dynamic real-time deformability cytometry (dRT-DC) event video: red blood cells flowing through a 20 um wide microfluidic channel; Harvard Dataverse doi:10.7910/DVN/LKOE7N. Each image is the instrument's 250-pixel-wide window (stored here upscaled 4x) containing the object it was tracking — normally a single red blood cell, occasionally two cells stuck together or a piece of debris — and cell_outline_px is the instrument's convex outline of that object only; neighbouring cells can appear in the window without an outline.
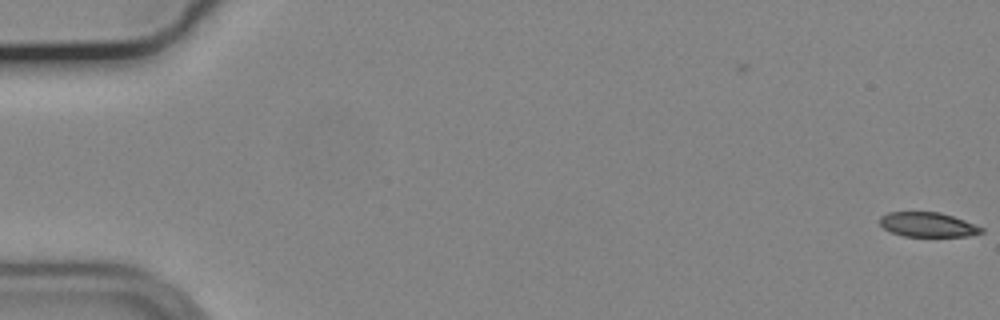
{"species": "common noctule bat (a hibernating species)", "species_latin": "Nyctalus noctula", "temperature_condition": "cold", "stored_images_in_passage": 8, "camera_frame_rate_fps": 3000, "um_per_image_px": 0.085, "animal": {"sex": "male", "body_mass_g": 19.2, "forearm_length_mm": 51.8}, "frame": {"image": 1, "passage_image": 1, "time_ms": 0.0, "image_size_px": [1000, 320], "cell_outline_px": [[984, 232], [968, 236], [904, 236], [892, 232], [884, 228], [880, 224], [880, 216], [888, 212], [940, 212], [964, 220], [984, 228]], "centroid_in_image_um": [78.87, 19.09], "position_along_channel_um": 6.1, "area_um2": 14.45}}